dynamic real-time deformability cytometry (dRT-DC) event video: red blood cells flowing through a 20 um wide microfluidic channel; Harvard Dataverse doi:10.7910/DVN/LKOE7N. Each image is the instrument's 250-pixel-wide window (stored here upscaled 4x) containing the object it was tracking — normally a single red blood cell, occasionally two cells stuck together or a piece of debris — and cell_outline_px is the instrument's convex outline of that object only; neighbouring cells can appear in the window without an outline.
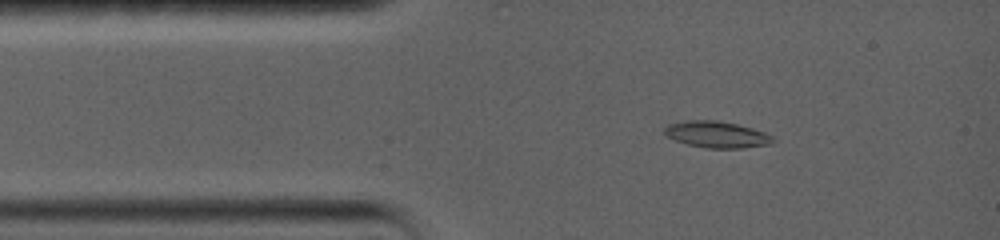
{"species": "common noctule bat (a hibernating species)", "species_latin": "Nyctalus noctula", "temperature_condition": "warm", "stored_images_in_passage": 41, "segment_of_instrument_passage": [1, 2], "camera_frame_rate_fps": 5000, "um_per_image_px": 0.085, "animal": {"sex": "female", "body_mass_g": 19.0, "forearm_length_mm": 56.7}, "frame": {"image": 1, "passage_image": 4, "time_ms": 1.4, "image_size_px": [1000, 240], "cell_outline_px": [[776, 140], [768, 144], [740, 148], [704, 148], [688, 144], [664, 136], [664, 128], [668, 124], [688, 120], [720, 120], [752, 128], [764, 132], [772, 136]], "centroid_in_image_um": [60.89, 11.42], "position_along_channel_um": 24.1, "area_um2": 16.7}}
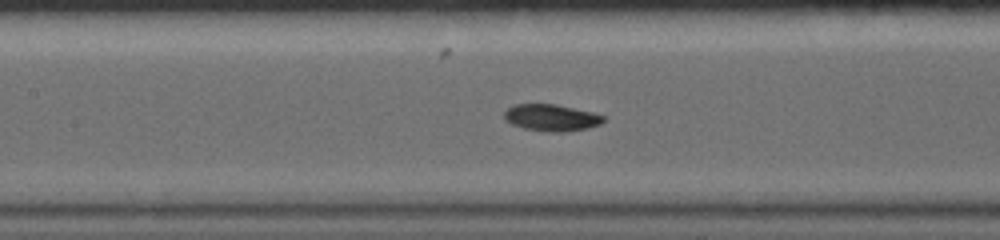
{"frame": {"image": 2, "passage_image": 14, "time_ms": 6.0, "image_size_px": [1000, 240], "cell_outline_px": [[604, 120], [600, 124], [588, 128], [568, 132], [548, 132], [524, 128], [512, 124], [504, 120], [504, 112], [508, 108], [516, 104], [556, 104], [592, 112], [604, 116]], "centroid_in_image_um": [46.86, 10.01], "position_along_channel_um": 160.5, "area_um2": 15.49}}
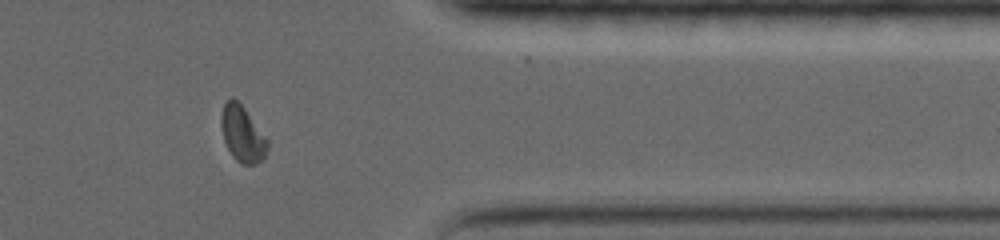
{"frame": {"image": 3, "passage_image": 29, "time_ms": 12.8, "image_size_px": [1000, 240], "cell_outline_px": [[268, 148], [264, 160], [256, 164], [240, 164], [232, 156], [224, 140], [220, 124], [220, 120], [224, 104], [232, 96], [244, 108], [268, 140]], "centroid_in_image_um": [20.61, 11.42], "position_along_channel_um": 390.8, "area_um2": 15.03}}